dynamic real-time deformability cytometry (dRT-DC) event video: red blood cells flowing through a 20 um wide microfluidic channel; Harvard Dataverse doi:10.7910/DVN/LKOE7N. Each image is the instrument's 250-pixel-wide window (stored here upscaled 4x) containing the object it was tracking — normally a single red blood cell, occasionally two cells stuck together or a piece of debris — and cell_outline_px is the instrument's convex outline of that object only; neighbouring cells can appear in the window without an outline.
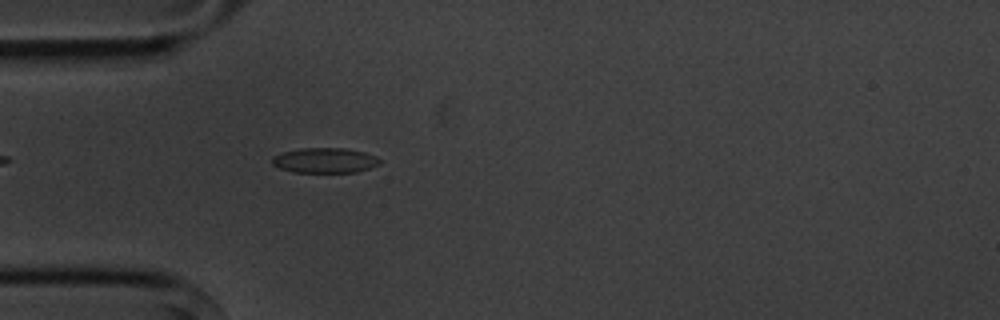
{"species": "common noctule bat (a hibernating species)", "species_latin": "Nyctalus noctula", "temperature_condition": "cold", "stored_images_in_passage": 4, "camera_frame_rate_fps": 3000, "um_per_image_px": 0.085, "animal": {"sex": "male", "body_mass_g": 20.1, "forearm_length_mm": 53.5}, "frame": {"image": 1, "passage_image": 4, "time_ms": 3.333, "image_size_px": [1000, 320], "cell_outline_px": [[380, 164], [356, 172], [296, 172], [280, 168], [272, 164], [272, 156], [284, 152], [300, 148], [344, 148], [364, 152], [376, 156], [380, 160]], "centroid_in_image_um": [27.61, 13.63], "position_along_channel_um": 57.4, "area_um2": 15.61}}